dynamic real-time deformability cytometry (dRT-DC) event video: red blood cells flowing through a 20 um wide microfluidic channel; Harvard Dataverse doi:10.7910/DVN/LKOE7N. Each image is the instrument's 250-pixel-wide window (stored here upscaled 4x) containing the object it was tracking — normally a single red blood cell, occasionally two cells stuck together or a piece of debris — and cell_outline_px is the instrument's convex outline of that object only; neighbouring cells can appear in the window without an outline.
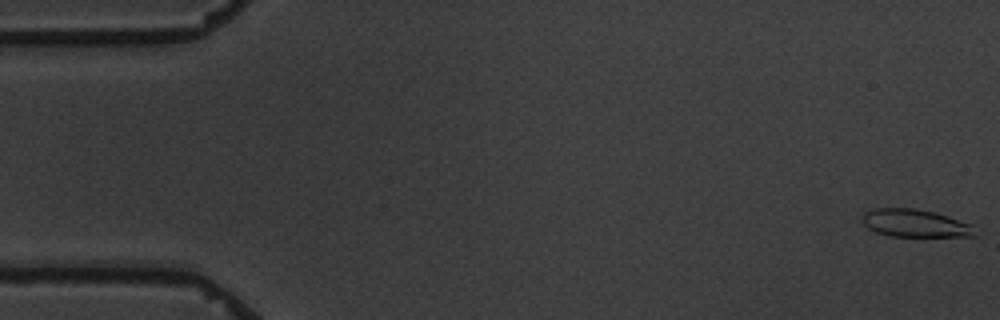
{"species": "common noctule bat (a hibernating species)", "species_latin": "Nyctalus noctula", "temperature_condition": "warm", "stored_images_in_passage": 6, "camera_frame_rate_fps": 3000, "um_per_image_px": 0.085, "animal": {"sex": "male", "body_mass_g": 19.5, "forearm_length_mm": 54.6}, "frame": {"image": 1, "passage_image": 1, "time_ms": 0.0, "image_size_px": [1000, 320], "cell_outline_px": [[976, 236], [888, 236], [876, 232], [868, 228], [864, 224], [864, 212], [876, 208], [916, 208], [948, 216], [972, 224]], "centroid_in_image_um": [77.78, 18.97], "position_along_channel_um": 7.2, "area_um2": 18.03}}
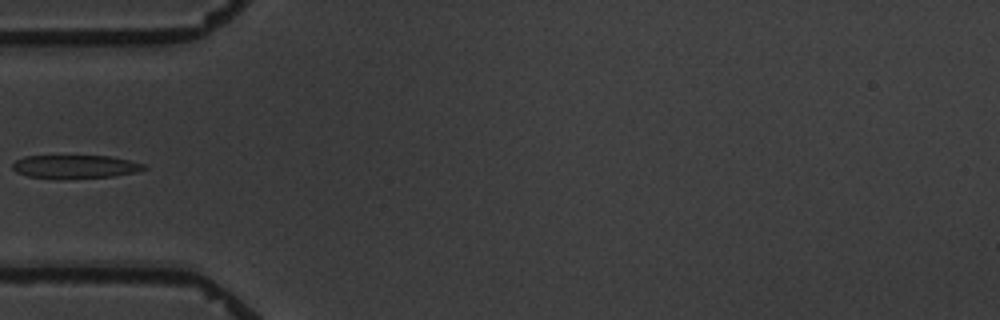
{"frame": {"image": 2, "passage_image": 6, "time_ms": 6.0, "image_size_px": [1000, 320], "cell_outline_px": [[148, 168], [136, 172], [112, 176], [28, 176], [16, 172], [12, 168], [12, 164], [16, 160], [24, 156], [112, 156], [144, 164]], "centroid_in_image_um": [6.41, 14.12], "position_along_channel_um": 78.6, "area_um2": 16.94}}